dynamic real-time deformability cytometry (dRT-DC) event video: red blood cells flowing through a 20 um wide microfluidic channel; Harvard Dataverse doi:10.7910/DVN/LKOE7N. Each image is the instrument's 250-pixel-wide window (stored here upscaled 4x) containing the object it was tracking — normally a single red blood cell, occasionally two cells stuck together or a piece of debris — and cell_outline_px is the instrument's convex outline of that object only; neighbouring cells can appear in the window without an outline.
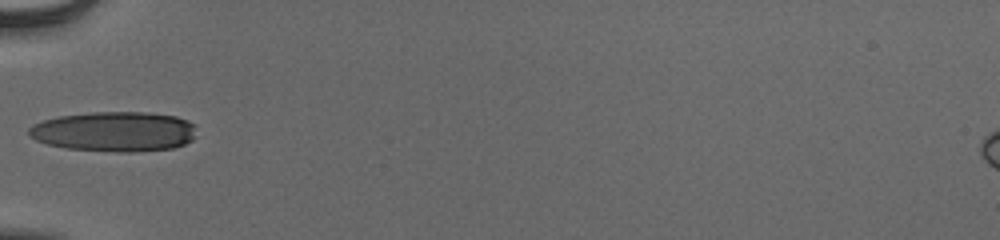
{"species": "human", "species_latin": "Homo sapiens", "temperature_condition": "cold", "stored_images_in_passage": 34, "camera_frame_rate_fps": 3000, "um_per_image_px": 0.085, "donor": {"sex": "male"}, "frame": {"image": 1, "passage_image": 1, "time_ms": 0.0, "image_size_px": [1000, 240], "cell_outline_px": [[196, 136], [192, 140], [184, 144], [172, 148], [132, 152], [120, 152], [68, 148], [48, 144], [36, 140], [28, 136], [28, 128], [32, 124], [56, 116], [92, 112], [148, 112], [176, 116], [188, 120], [196, 124]], "centroid_in_image_um": [9.74, 11.17], "position_along_channel_um": 75.3, "area_um2": 39.36}}
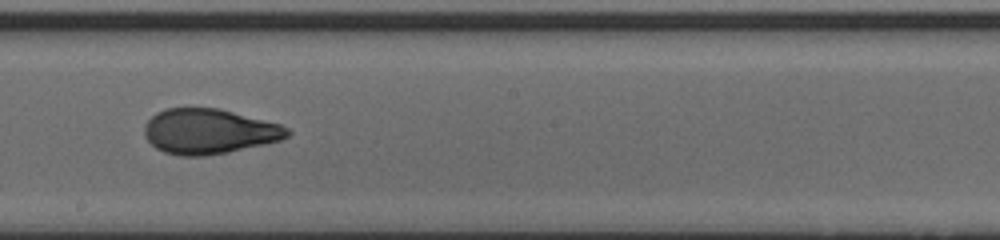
{"frame": {"image": 2, "passage_image": 13, "time_ms": 4.0, "image_size_px": [1000, 240], "cell_outline_px": [[292, 132], [288, 136], [280, 140], [264, 144], [228, 152], [204, 156], [180, 156], [164, 152], [156, 148], [144, 136], [144, 124], [156, 112], [168, 108], [220, 108], [280, 124], [288, 128]], "centroid_in_image_um": [17.76, 11.17], "position_along_channel_um": 230.4, "area_um2": 37.63}}
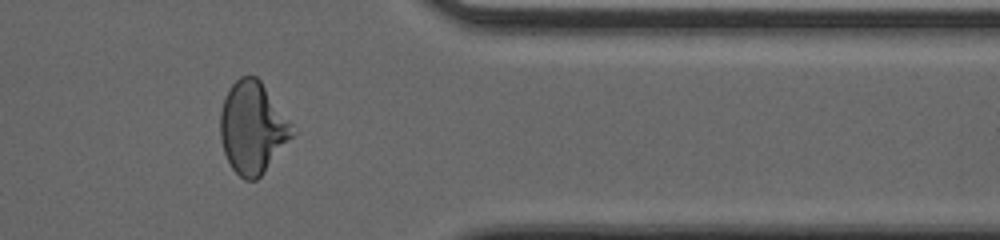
{"frame": {"image": 3, "passage_image": 26, "time_ms": 8.333, "image_size_px": [1000, 240], "cell_outline_px": [[292, 136], [264, 172], [256, 180], [244, 180], [232, 168], [224, 152], [220, 136], [220, 112], [224, 96], [232, 84], [240, 76], [256, 76], [260, 80], [292, 124]], "centroid_in_image_um": [21.43, 10.84], "position_along_channel_um": 390.0, "area_um2": 37.97}, "authors_computed_cell_mechanics": {"area_um2": 37.7723, "velocity_mm_per_s": 3.9015, "shape_relaxation_time_tau1_ms": 7.2403, "shape_relaxation_time_tau2_ms": 0.9928, "deformation_change_tau1": 0.2277, "deformation_change_tau2": 0.0723}}